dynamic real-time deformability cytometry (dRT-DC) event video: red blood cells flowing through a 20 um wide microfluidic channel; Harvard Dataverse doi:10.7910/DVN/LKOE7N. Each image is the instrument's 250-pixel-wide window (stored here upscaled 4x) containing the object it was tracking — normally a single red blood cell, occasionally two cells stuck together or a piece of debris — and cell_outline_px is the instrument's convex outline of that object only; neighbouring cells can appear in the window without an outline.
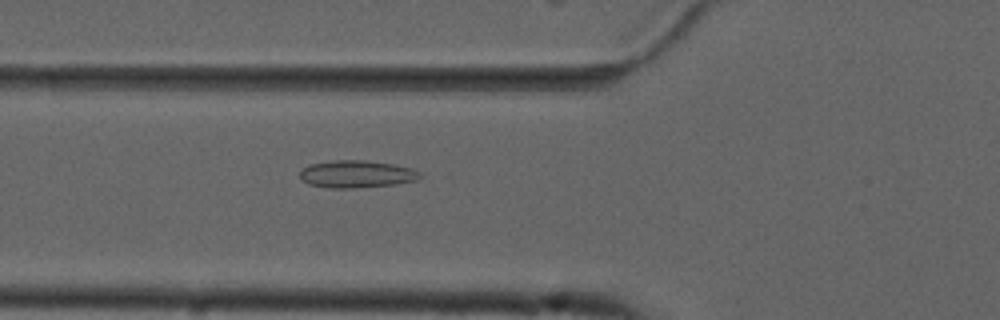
{"species": "common noctule bat (a hibernating species)", "species_latin": "Nyctalus noctula", "temperature_condition": "cold", "stored_images_in_passage": 55, "camera_frame_rate_fps": 3000, "um_per_image_px": 0.085, "animal": {"sex": "male", "forearm_length_mm": 52.5}, "frame": {"image": 1, "passage_image": 20, "time_ms": 6.333, "image_size_px": [1000, 320], "cell_outline_px": [[420, 176], [416, 180], [396, 184], [352, 188], [332, 188], [308, 184], [300, 180], [300, 172], [308, 164], [332, 160], [364, 160], [392, 164], [412, 168], [420, 172]], "centroid_in_image_um": [30.27, 14.79], "position_along_channel_um": 95.5, "area_um2": 19.13}}
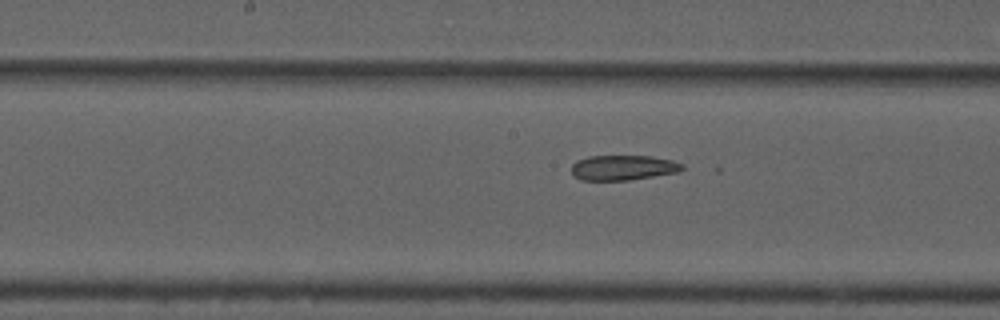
{"frame": {"image": 2, "passage_image": 28, "time_ms": 9.0, "image_size_px": [1000, 320], "cell_outline_px": [[684, 168], [680, 172], [628, 180], [580, 180], [572, 176], [572, 164], [576, 160], [588, 156], [652, 156], [672, 160], [684, 164]], "centroid_in_image_um": [52.96, 14.25], "position_along_channel_um": 195.2, "area_um2": 16.36}}
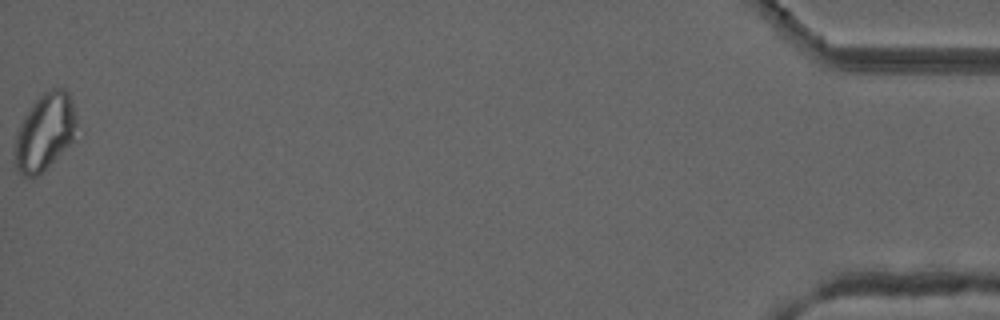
{"frame": {"image": 3, "passage_image": 55, "time_ms": 18.0, "image_size_px": [1000, 320], "cell_outline_px": [[76, 124], [72, 140], [36, 176], [24, 176], [16, 168], [16, 136], [24, 116], [36, 100], [44, 92], [52, 88], [64, 88], [68, 92], [72, 100], [76, 112]], "centroid_in_image_um": [3.83, 11.15], "position_along_channel_um": 431.4, "area_um2": 26.65}}